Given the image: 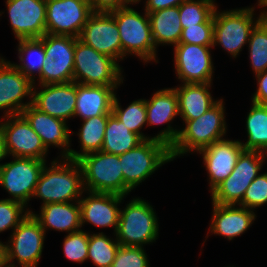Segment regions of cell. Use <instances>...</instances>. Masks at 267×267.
<instances>
[{"label":"cell","mask_w":267,"mask_h":267,"mask_svg":"<svg viewBox=\"0 0 267 267\" xmlns=\"http://www.w3.org/2000/svg\"><path fill=\"white\" fill-rule=\"evenodd\" d=\"M92 13L89 0H46V33L79 38Z\"/></svg>","instance_id":"cell-13"},{"label":"cell","mask_w":267,"mask_h":267,"mask_svg":"<svg viewBox=\"0 0 267 267\" xmlns=\"http://www.w3.org/2000/svg\"><path fill=\"white\" fill-rule=\"evenodd\" d=\"M243 150L239 140L222 139L199 151L209 175L211 191L232 173Z\"/></svg>","instance_id":"cell-21"},{"label":"cell","mask_w":267,"mask_h":267,"mask_svg":"<svg viewBox=\"0 0 267 267\" xmlns=\"http://www.w3.org/2000/svg\"><path fill=\"white\" fill-rule=\"evenodd\" d=\"M12 158L14 160L0 167V185L13 197L11 199L27 207L47 161L24 157Z\"/></svg>","instance_id":"cell-12"},{"label":"cell","mask_w":267,"mask_h":267,"mask_svg":"<svg viewBox=\"0 0 267 267\" xmlns=\"http://www.w3.org/2000/svg\"><path fill=\"white\" fill-rule=\"evenodd\" d=\"M152 37L157 49L158 45H177L182 33L179 6L165 8L148 13Z\"/></svg>","instance_id":"cell-28"},{"label":"cell","mask_w":267,"mask_h":267,"mask_svg":"<svg viewBox=\"0 0 267 267\" xmlns=\"http://www.w3.org/2000/svg\"><path fill=\"white\" fill-rule=\"evenodd\" d=\"M142 141L136 133L131 132L112 113L108 116L101 151L121 155L136 147Z\"/></svg>","instance_id":"cell-30"},{"label":"cell","mask_w":267,"mask_h":267,"mask_svg":"<svg viewBox=\"0 0 267 267\" xmlns=\"http://www.w3.org/2000/svg\"><path fill=\"white\" fill-rule=\"evenodd\" d=\"M115 87L101 85H83L77 83V104L74 117L82 120L112 113L116 96Z\"/></svg>","instance_id":"cell-26"},{"label":"cell","mask_w":267,"mask_h":267,"mask_svg":"<svg viewBox=\"0 0 267 267\" xmlns=\"http://www.w3.org/2000/svg\"><path fill=\"white\" fill-rule=\"evenodd\" d=\"M108 116L100 115L82 120V126L77 134L81 144V152L70 149L67 159L78 160L86 154L101 151Z\"/></svg>","instance_id":"cell-29"},{"label":"cell","mask_w":267,"mask_h":267,"mask_svg":"<svg viewBox=\"0 0 267 267\" xmlns=\"http://www.w3.org/2000/svg\"><path fill=\"white\" fill-rule=\"evenodd\" d=\"M40 209L39 214L30 209L28 212L39 222L45 233L49 228L68 234L82 230L79 201L48 203L41 205Z\"/></svg>","instance_id":"cell-25"},{"label":"cell","mask_w":267,"mask_h":267,"mask_svg":"<svg viewBox=\"0 0 267 267\" xmlns=\"http://www.w3.org/2000/svg\"><path fill=\"white\" fill-rule=\"evenodd\" d=\"M111 267H149L143 247L120 245Z\"/></svg>","instance_id":"cell-41"},{"label":"cell","mask_w":267,"mask_h":267,"mask_svg":"<svg viewBox=\"0 0 267 267\" xmlns=\"http://www.w3.org/2000/svg\"><path fill=\"white\" fill-rule=\"evenodd\" d=\"M79 40L116 61L122 60L119 29L110 12H93L83 26Z\"/></svg>","instance_id":"cell-16"},{"label":"cell","mask_w":267,"mask_h":267,"mask_svg":"<svg viewBox=\"0 0 267 267\" xmlns=\"http://www.w3.org/2000/svg\"><path fill=\"white\" fill-rule=\"evenodd\" d=\"M215 0H187L179 6L180 22L183 28L205 23L214 13Z\"/></svg>","instance_id":"cell-36"},{"label":"cell","mask_w":267,"mask_h":267,"mask_svg":"<svg viewBox=\"0 0 267 267\" xmlns=\"http://www.w3.org/2000/svg\"><path fill=\"white\" fill-rule=\"evenodd\" d=\"M89 196L79 199L81 226L86 222L96 227H113L116 234L120 208L124 196L113 193L87 192Z\"/></svg>","instance_id":"cell-20"},{"label":"cell","mask_w":267,"mask_h":267,"mask_svg":"<svg viewBox=\"0 0 267 267\" xmlns=\"http://www.w3.org/2000/svg\"><path fill=\"white\" fill-rule=\"evenodd\" d=\"M211 83H183L175 87L178 97V111L182 120H194L212 108L219 100H214L209 88Z\"/></svg>","instance_id":"cell-27"},{"label":"cell","mask_w":267,"mask_h":267,"mask_svg":"<svg viewBox=\"0 0 267 267\" xmlns=\"http://www.w3.org/2000/svg\"><path fill=\"white\" fill-rule=\"evenodd\" d=\"M119 246L117 239L112 240L103 232L89 233L87 260L90 259L96 267H111Z\"/></svg>","instance_id":"cell-34"},{"label":"cell","mask_w":267,"mask_h":267,"mask_svg":"<svg viewBox=\"0 0 267 267\" xmlns=\"http://www.w3.org/2000/svg\"><path fill=\"white\" fill-rule=\"evenodd\" d=\"M267 203V172L259 174L246 189L245 195L238 206L254 210Z\"/></svg>","instance_id":"cell-40"},{"label":"cell","mask_w":267,"mask_h":267,"mask_svg":"<svg viewBox=\"0 0 267 267\" xmlns=\"http://www.w3.org/2000/svg\"><path fill=\"white\" fill-rule=\"evenodd\" d=\"M28 102H22L24 97ZM33 82L13 63L0 57V110L5 116L18 115L32 104Z\"/></svg>","instance_id":"cell-17"},{"label":"cell","mask_w":267,"mask_h":267,"mask_svg":"<svg viewBox=\"0 0 267 267\" xmlns=\"http://www.w3.org/2000/svg\"><path fill=\"white\" fill-rule=\"evenodd\" d=\"M213 15L205 22L182 29L179 43L213 46Z\"/></svg>","instance_id":"cell-39"},{"label":"cell","mask_w":267,"mask_h":267,"mask_svg":"<svg viewBox=\"0 0 267 267\" xmlns=\"http://www.w3.org/2000/svg\"><path fill=\"white\" fill-rule=\"evenodd\" d=\"M249 58L253 72L257 75L267 70V17H263L253 28L248 41Z\"/></svg>","instance_id":"cell-35"},{"label":"cell","mask_w":267,"mask_h":267,"mask_svg":"<svg viewBox=\"0 0 267 267\" xmlns=\"http://www.w3.org/2000/svg\"><path fill=\"white\" fill-rule=\"evenodd\" d=\"M18 43L17 48L20 63H13V65L29 78L33 82V85H35V75H40L46 62L43 41L40 38L21 39L18 40Z\"/></svg>","instance_id":"cell-32"},{"label":"cell","mask_w":267,"mask_h":267,"mask_svg":"<svg viewBox=\"0 0 267 267\" xmlns=\"http://www.w3.org/2000/svg\"><path fill=\"white\" fill-rule=\"evenodd\" d=\"M26 206L11 198L0 200V233L7 229H14L29 214Z\"/></svg>","instance_id":"cell-37"},{"label":"cell","mask_w":267,"mask_h":267,"mask_svg":"<svg viewBox=\"0 0 267 267\" xmlns=\"http://www.w3.org/2000/svg\"><path fill=\"white\" fill-rule=\"evenodd\" d=\"M45 234L39 222L32 214H28L12 231L10 240L5 244L7 267H16L14 260L18 261L21 267H37L44 247Z\"/></svg>","instance_id":"cell-11"},{"label":"cell","mask_w":267,"mask_h":267,"mask_svg":"<svg viewBox=\"0 0 267 267\" xmlns=\"http://www.w3.org/2000/svg\"><path fill=\"white\" fill-rule=\"evenodd\" d=\"M82 168L85 191L127 196L119 155L103 151L86 154L77 160Z\"/></svg>","instance_id":"cell-4"},{"label":"cell","mask_w":267,"mask_h":267,"mask_svg":"<svg viewBox=\"0 0 267 267\" xmlns=\"http://www.w3.org/2000/svg\"><path fill=\"white\" fill-rule=\"evenodd\" d=\"M124 185L132 191L162 165L173 161L170 147L159 140H143L136 147L119 155Z\"/></svg>","instance_id":"cell-5"},{"label":"cell","mask_w":267,"mask_h":267,"mask_svg":"<svg viewBox=\"0 0 267 267\" xmlns=\"http://www.w3.org/2000/svg\"><path fill=\"white\" fill-rule=\"evenodd\" d=\"M89 232L80 230L69 233L63 242V251L68 260L83 263L88 258Z\"/></svg>","instance_id":"cell-38"},{"label":"cell","mask_w":267,"mask_h":267,"mask_svg":"<svg viewBox=\"0 0 267 267\" xmlns=\"http://www.w3.org/2000/svg\"><path fill=\"white\" fill-rule=\"evenodd\" d=\"M187 0H146L145 9L147 13H151L157 10L180 6L183 2ZM141 0H138L136 3L139 4Z\"/></svg>","instance_id":"cell-44"},{"label":"cell","mask_w":267,"mask_h":267,"mask_svg":"<svg viewBox=\"0 0 267 267\" xmlns=\"http://www.w3.org/2000/svg\"><path fill=\"white\" fill-rule=\"evenodd\" d=\"M2 118L0 130L4 138L7 156L46 160L45 157L49 150L45 148L39 135L21 114Z\"/></svg>","instance_id":"cell-14"},{"label":"cell","mask_w":267,"mask_h":267,"mask_svg":"<svg viewBox=\"0 0 267 267\" xmlns=\"http://www.w3.org/2000/svg\"><path fill=\"white\" fill-rule=\"evenodd\" d=\"M43 41L46 62L38 76L40 85L74 81V51L79 38L45 33Z\"/></svg>","instance_id":"cell-10"},{"label":"cell","mask_w":267,"mask_h":267,"mask_svg":"<svg viewBox=\"0 0 267 267\" xmlns=\"http://www.w3.org/2000/svg\"><path fill=\"white\" fill-rule=\"evenodd\" d=\"M39 135L45 148L50 146L63 149L61 157L68 158L70 150V135L72 133L67 123L61 119L50 116L35 108L32 104L20 113Z\"/></svg>","instance_id":"cell-23"},{"label":"cell","mask_w":267,"mask_h":267,"mask_svg":"<svg viewBox=\"0 0 267 267\" xmlns=\"http://www.w3.org/2000/svg\"><path fill=\"white\" fill-rule=\"evenodd\" d=\"M174 47V66L177 77L182 83H212L214 66L210 48L187 43Z\"/></svg>","instance_id":"cell-15"},{"label":"cell","mask_w":267,"mask_h":267,"mask_svg":"<svg viewBox=\"0 0 267 267\" xmlns=\"http://www.w3.org/2000/svg\"><path fill=\"white\" fill-rule=\"evenodd\" d=\"M259 7H267V0H258Z\"/></svg>","instance_id":"cell-47"},{"label":"cell","mask_w":267,"mask_h":267,"mask_svg":"<svg viewBox=\"0 0 267 267\" xmlns=\"http://www.w3.org/2000/svg\"><path fill=\"white\" fill-rule=\"evenodd\" d=\"M267 154L243 150L232 173L211 191L212 203L238 205L252 181L259 175Z\"/></svg>","instance_id":"cell-9"},{"label":"cell","mask_w":267,"mask_h":267,"mask_svg":"<svg viewBox=\"0 0 267 267\" xmlns=\"http://www.w3.org/2000/svg\"><path fill=\"white\" fill-rule=\"evenodd\" d=\"M159 224L154 208L141 198H133L121 210L116 239L122 246L143 247L157 240Z\"/></svg>","instance_id":"cell-6"},{"label":"cell","mask_w":267,"mask_h":267,"mask_svg":"<svg viewBox=\"0 0 267 267\" xmlns=\"http://www.w3.org/2000/svg\"><path fill=\"white\" fill-rule=\"evenodd\" d=\"M254 10V7H247L219 12L216 6L213 13V47L218 44L236 58L248 43L255 25L264 17L260 13L255 21Z\"/></svg>","instance_id":"cell-8"},{"label":"cell","mask_w":267,"mask_h":267,"mask_svg":"<svg viewBox=\"0 0 267 267\" xmlns=\"http://www.w3.org/2000/svg\"><path fill=\"white\" fill-rule=\"evenodd\" d=\"M224 110L223 99H220L199 118L185 121V128L179 130L176 141L170 147L172 160L190 151L199 152L224 139L227 129Z\"/></svg>","instance_id":"cell-2"},{"label":"cell","mask_w":267,"mask_h":267,"mask_svg":"<svg viewBox=\"0 0 267 267\" xmlns=\"http://www.w3.org/2000/svg\"><path fill=\"white\" fill-rule=\"evenodd\" d=\"M5 244L0 241V267H6Z\"/></svg>","instance_id":"cell-45"},{"label":"cell","mask_w":267,"mask_h":267,"mask_svg":"<svg viewBox=\"0 0 267 267\" xmlns=\"http://www.w3.org/2000/svg\"><path fill=\"white\" fill-rule=\"evenodd\" d=\"M117 62L78 39L74 51V82L118 88L124 78Z\"/></svg>","instance_id":"cell-7"},{"label":"cell","mask_w":267,"mask_h":267,"mask_svg":"<svg viewBox=\"0 0 267 267\" xmlns=\"http://www.w3.org/2000/svg\"><path fill=\"white\" fill-rule=\"evenodd\" d=\"M33 85L32 105L39 111L67 122L74 117L77 104V83L74 81L59 84Z\"/></svg>","instance_id":"cell-19"},{"label":"cell","mask_w":267,"mask_h":267,"mask_svg":"<svg viewBox=\"0 0 267 267\" xmlns=\"http://www.w3.org/2000/svg\"><path fill=\"white\" fill-rule=\"evenodd\" d=\"M93 12H110L119 8L136 4L134 0H89Z\"/></svg>","instance_id":"cell-42"},{"label":"cell","mask_w":267,"mask_h":267,"mask_svg":"<svg viewBox=\"0 0 267 267\" xmlns=\"http://www.w3.org/2000/svg\"><path fill=\"white\" fill-rule=\"evenodd\" d=\"M11 29L17 40L46 33V0H6Z\"/></svg>","instance_id":"cell-18"},{"label":"cell","mask_w":267,"mask_h":267,"mask_svg":"<svg viewBox=\"0 0 267 267\" xmlns=\"http://www.w3.org/2000/svg\"><path fill=\"white\" fill-rule=\"evenodd\" d=\"M145 103L147 126L169 123L168 127L155 135L153 139L162 141L171 147L179 133V129L177 130L170 125L175 116H179L178 97L175 89L159 90L153 94L150 100L145 99Z\"/></svg>","instance_id":"cell-22"},{"label":"cell","mask_w":267,"mask_h":267,"mask_svg":"<svg viewBox=\"0 0 267 267\" xmlns=\"http://www.w3.org/2000/svg\"><path fill=\"white\" fill-rule=\"evenodd\" d=\"M257 78L258 88L253 94L252 102L256 104L267 103V70L255 75Z\"/></svg>","instance_id":"cell-43"},{"label":"cell","mask_w":267,"mask_h":267,"mask_svg":"<svg viewBox=\"0 0 267 267\" xmlns=\"http://www.w3.org/2000/svg\"><path fill=\"white\" fill-rule=\"evenodd\" d=\"M7 157L6 150H5V144H4V138L2 135V131L0 130V161H2L4 158ZM2 164H0L1 167Z\"/></svg>","instance_id":"cell-46"},{"label":"cell","mask_w":267,"mask_h":267,"mask_svg":"<svg viewBox=\"0 0 267 267\" xmlns=\"http://www.w3.org/2000/svg\"><path fill=\"white\" fill-rule=\"evenodd\" d=\"M61 160L52 161L49 168L46 164L35 186L32 197L42 199V205L79 201L85 192L83 172L79 162L67 158Z\"/></svg>","instance_id":"cell-1"},{"label":"cell","mask_w":267,"mask_h":267,"mask_svg":"<svg viewBox=\"0 0 267 267\" xmlns=\"http://www.w3.org/2000/svg\"><path fill=\"white\" fill-rule=\"evenodd\" d=\"M119 29L122 60L126 55H136L145 63L158 62L157 49L152 37L148 13L143 15L129 6L110 11Z\"/></svg>","instance_id":"cell-3"},{"label":"cell","mask_w":267,"mask_h":267,"mask_svg":"<svg viewBox=\"0 0 267 267\" xmlns=\"http://www.w3.org/2000/svg\"><path fill=\"white\" fill-rule=\"evenodd\" d=\"M213 216L209 227V231L213 234L226 237L232 240L243 234L252 225L256 219L253 210L243 206L236 205H220L212 203Z\"/></svg>","instance_id":"cell-24"},{"label":"cell","mask_w":267,"mask_h":267,"mask_svg":"<svg viewBox=\"0 0 267 267\" xmlns=\"http://www.w3.org/2000/svg\"><path fill=\"white\" fill-rule=\"evenodd\" d=\"M267 11V10H266ZM266 11H264V12H261L263 15H264V17H267V12Z\"/></svg>","instance_id":"cell-48"},{"label":"cell","mask_w":267,"mask_h":267,"mask_svg":"<svg viewBox=\"0 0 267 267\" xmlns=\"http://www.w3.org/2000/svg\"><path fill=\"white\" fill-rule=\"evenodd\" d=\"M248 140L240 141L244 150L267 153V106L252 102L246 118Z\"/></svg>","instance_id":"cell-31"},{"label":"cell","mask_w":267,"mask_h":267,"mask_svg":"<svg viewBox=\"0 0 267 267\" xmlns=\"http://www.w3.org/2000/svg\"><path fill=\"white\" fill-rule=\"evenodd\" d=\"M112 114L119 121H122L131 132L136 133L142 140L153 138L145 136L140 131L142 127L147 124L145 99L135 100L125 109H122L118 98L115 96Z\"/></svg>","instance_id":"cell-33"}]
</instances>
